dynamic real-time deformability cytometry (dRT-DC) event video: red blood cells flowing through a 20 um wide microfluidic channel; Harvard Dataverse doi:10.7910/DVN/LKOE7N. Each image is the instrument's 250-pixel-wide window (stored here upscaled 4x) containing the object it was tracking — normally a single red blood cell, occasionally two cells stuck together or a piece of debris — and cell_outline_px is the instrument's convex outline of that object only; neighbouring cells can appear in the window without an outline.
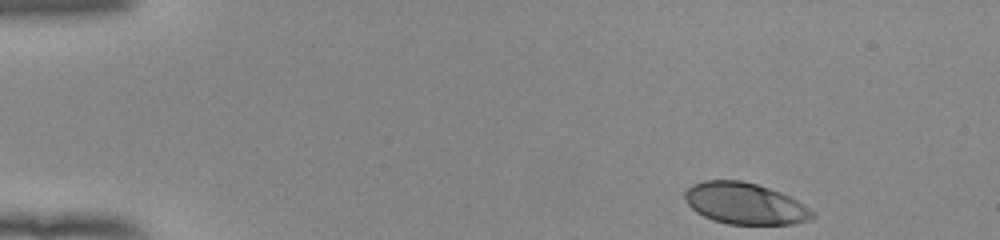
{"species": "human", "species_latin": "Homo sapiens", "temperature_condition": "room temperature", "stored_images_in_passage": 47, "camera_frame_rate_fps": 3000, "um_per_image_px": 0.085, "donor": {"sex": "female"}, "frame": {"image": 1, "passage_image": 1, "time_ms": 0.0, "image_size_px": [1000, 240], "cell_outline_px": [[816, 216], [808, 220], [792, 224], [728, 224], [712, 220], [696, 212], [688, 204], [684, 196], [684, 192], [692, 184], [704, 180], [740, 180], [756, 184], [780, 192], [804, 204], [816, 212]], "centroid_in_image_um": [63.32, 17.3], "position_along_channel_um": 21.7, "area_um2": 30.81}}
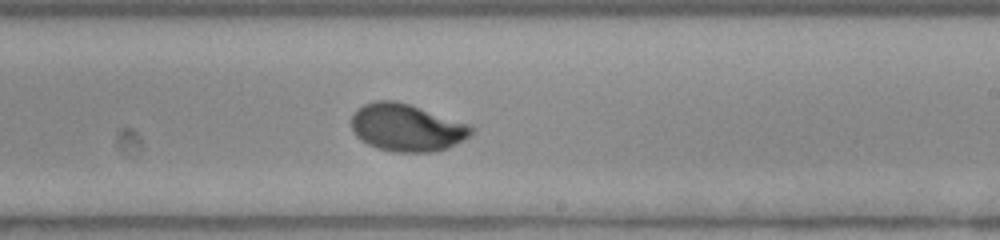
{"frame": {"image": 2, "passage_image": 27, "time_ms": 8.667, "image_size_px": [1000, 240], "cell_outline_px": [[476, 132], [464, 140], [448, 148], [436, 152], [392, 152], [376, 148], [360, 140], [352, 132], [352, 116], [364, 104], [376, 100], [392, 100], [408, 104], [472, 124], [476, 128]], "centroid_in_image_um": [34.63, 10.87], "position_along_channel_um": 254.4, "area_um2": 33.52}}
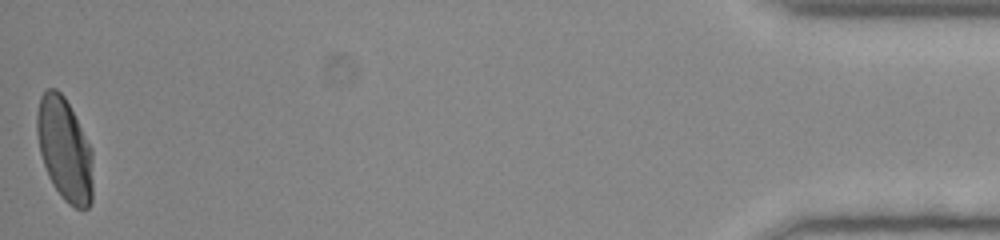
{"frame": {"image": 3, "passage_image": 47, "time_ms": 15.333, "image_size_px": [1000, 240], "cell_outline_px": [[92, 200], [88, 208], [76, 208], [68, 204], [64, 200], [52, 184], [48, 176], [40, 152], [36, 132], [36, 112], [40, 96], [48, 88], [56, 88], [64, 96], [92, 148]], "centroid_in_image_um": [5.48, 12.69], "position_along_channel_um": 429.7, "area_um2": 33.7}, "authors_computed_cell_mechanics": {"area_um2": 32.8304, "velocity_mm_per_s": 3.9332, "shape_relaxation_time_tau1_ms": 3.3354, "shape_relaxation_time_tau2_ms": null, "deformation_change_tau1": 0.1832, "deformation_change_tau2": null}}